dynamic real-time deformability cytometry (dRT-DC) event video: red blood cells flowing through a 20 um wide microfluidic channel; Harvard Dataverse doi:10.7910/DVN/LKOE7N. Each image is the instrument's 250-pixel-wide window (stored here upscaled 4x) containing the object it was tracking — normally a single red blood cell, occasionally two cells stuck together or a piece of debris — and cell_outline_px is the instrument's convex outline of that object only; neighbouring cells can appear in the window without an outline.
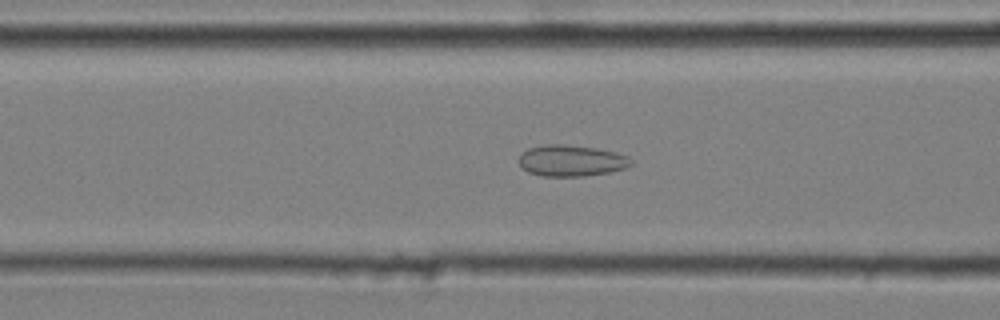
{"species": "common noctule bat (a hibernating species)", "species_latin": "Nyctalus noctula", "temperature_condition": "cold", "stored_images_in_passage": 43, "camera_frame_rate_fps": 3000, "um_per_image_px": 0.085, "animal": {"sex": "male", "body_mass_g": 20.4}, "frame": {"image": 1, "passage_image": 12, "time_ms": 3.667, "image_size_px": [1000, 320], "cell_outline_px": [[632, 164], [624, 168], [612, 172], [584, 176], [540, 176], [528, 172], [520, 168], [520, 152], [528, 148], [548, 144], [564, 144], [596, 148], [616, 152], [628, 156], [632, 160]], "centroid_in_image_um": [48.55, 13.66], "position_along_channel_um": 118.1, "area_um2": 20.63}}
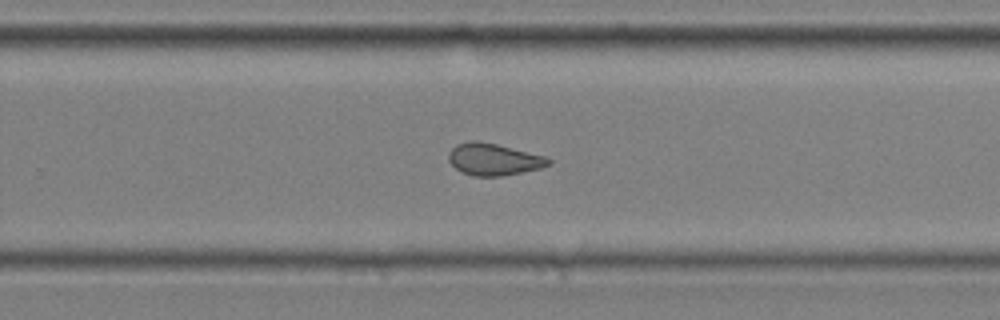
{"frame": {"image": 2, "passage_image": 26, "time_ms": 8.333, "image_size_px": [1000, 320], "cell_outline_px": [[552, 164], [540, 168], [504, 176], [472, 176], [460, 172], [448, 160], [448, 152], [456, 144], [472, 140], [476, 140], [496, 144], [544, 156], [552, 160]], "centroid_in_image_um": [41.93, 13.55], "position_along_channel_um": 287.9, "area_um2": 18.61}}
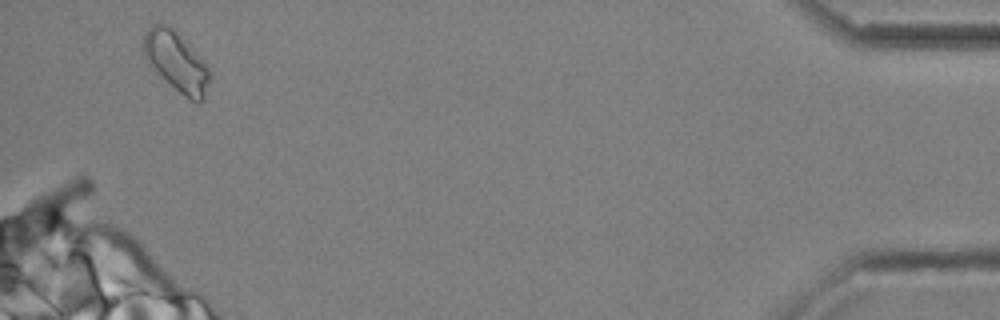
{"frame": {"image": 3, "passage_image": 42, "time_ms": 13.667, "image_size_px": [1000, 320], "cell_outline_px": [[212, 76], [204, 100], [192, 100], [180, 92], [148, 64], [144, 56], [144, 32], [152, 24], [164, 24], [172, 28], [208, 64], [212, 72]], "centroid_in_image_um": [15.03, 5.23], "position_along_channel_um": 420.2, "area_um2": 22.72}, "authors_computed_cell_mechanics": {"area_um2": 19.2474, "velocity_mm_per_s": 3.6422, "shape_relaxation_time_tau1_ms": null, "shape_relaxation_time_tau2_ms": 1.8049, "deformation_change_tau1": null, "deformation_change_tau2": 0.0798}}